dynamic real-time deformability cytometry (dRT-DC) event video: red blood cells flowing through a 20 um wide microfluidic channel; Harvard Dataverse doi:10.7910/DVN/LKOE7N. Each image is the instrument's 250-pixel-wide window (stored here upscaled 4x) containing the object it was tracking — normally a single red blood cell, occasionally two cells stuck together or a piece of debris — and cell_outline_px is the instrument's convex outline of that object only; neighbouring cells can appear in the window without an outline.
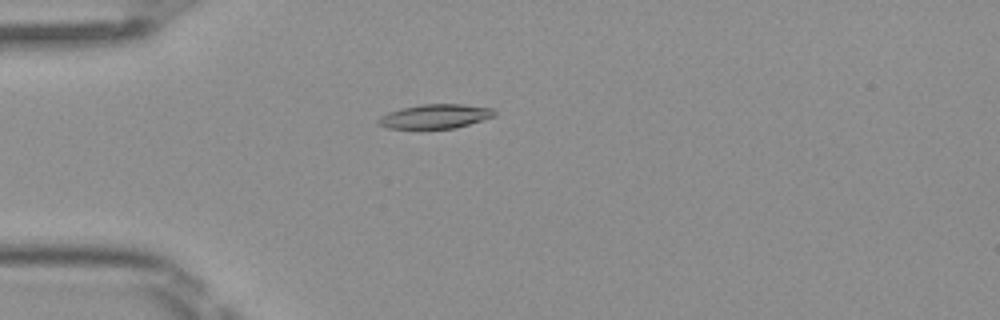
{"species": "Egyptian fruit bat (a non-hibernating species)", "species_latin": "Rousettus aegyptiacus", "temperature_condition": "room temperature", "stored_images_in_passage": 50, "camera_frame_rate_fps": 3000, "um_per_image_px": 0.085, "frame": {"image": 1, "passage_image": 14, "time_ms": 4.333, "image_size_px": [1000, 320], "cell_outline_px": [[496, 116], [456, 128], [388, 128], [376, 124], [376, 120], [380, 116], [388, 112], [420, 104], [460, 104], [492, 108], [496, 112]], "centroid_in_image_um": [36.99, 9.89], "position_along_channel_um": 48.0, "area_um2": 16.36}}
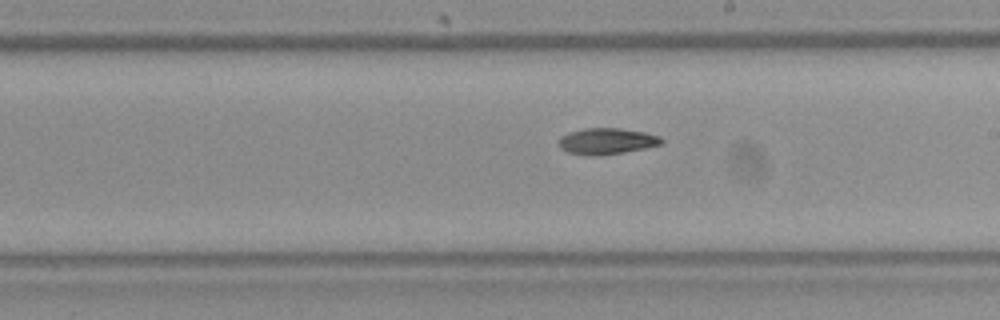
{"frame": {"image": 2, "passage_image": 29, "time_ms": 9.333, "image_size_px": [1000, 320], "cell_outline_px": [[664, 140], [660, 144], [644, 148], [624, 152], [592, 156], [588, 156], [568, 152], [560, 148], [560, 136], [568, 132], [584, 128], [620, 128], [644, 132], [660, 136]], "centroid_in_image_um": [51.55, 11.99], "position_along_channel_um": 237.4, "area_um2": 15.61}}
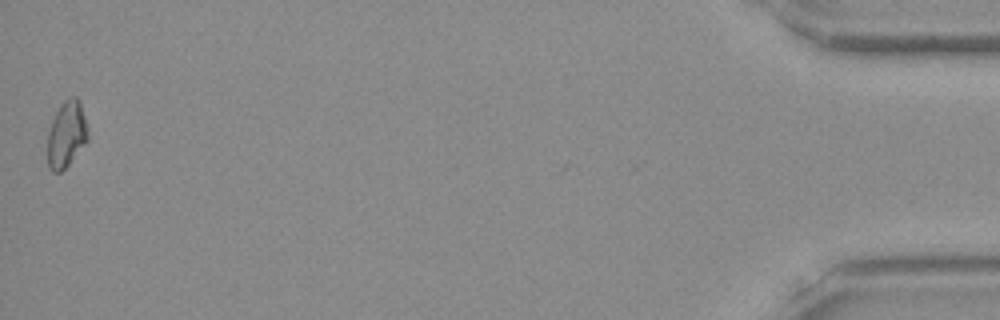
{"frame": {"image": 3, "passage_image": 50, "time_ms": 16.333, "image_size_px": [1000, 320], "cell_outline_px": [[88, 140], [68, 164], [60, 172], [52, 172], [48, 168], [48, 132], [52, 120], [60, 104], [68, 96], [76, 96], [80, 100], [88, 128]], "centroid_in_image_um": [5.66, 11.38], "position_along_channel_um": 429.5, "area_um2": 15.66}}